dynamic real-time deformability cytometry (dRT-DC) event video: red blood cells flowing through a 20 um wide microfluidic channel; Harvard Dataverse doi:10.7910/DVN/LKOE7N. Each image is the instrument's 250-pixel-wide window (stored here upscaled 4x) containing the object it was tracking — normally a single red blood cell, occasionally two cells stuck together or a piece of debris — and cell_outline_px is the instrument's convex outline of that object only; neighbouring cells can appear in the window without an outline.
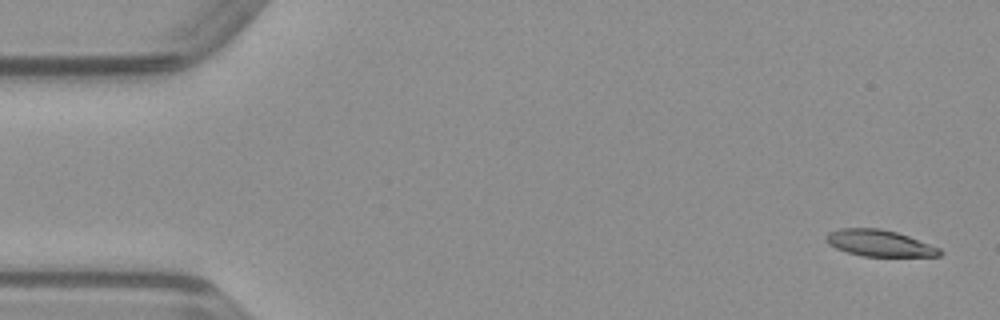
{"species": "common noctule bat (a hibernating species)", "species_latin": "Nyctalus noctula", "temperature_condition": "warm", "stored_images_in_passage": 51, "camera_frame_rate_fps": 3000, "um_per_image_px": 0.085, "animal": {"sex": "male", "body_mass_g": 23.1, "forearm_length_mm": 52.7}, "frame": {"image": 1, "passage_image": 2, "time_ms": 0.333, "image_size_px": [1000, 320], "cell_outline_px": [[944, 252], [940, 256], [860, 256], [836, 248], [828, 244], [824, 236], [828, 232], [840, 228], [880, 228], [896, 232], [908, 236], [940, 248]], "centroid_in_image_um": [74.73, 20.66], "position_along_channel_um": 10.3, "area_um2": 17.51}}
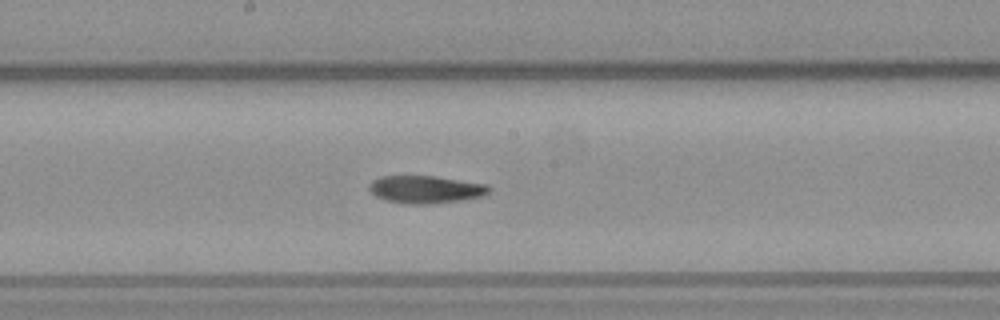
{"frame": {"image": 2, "passage_image": 26, "time_ms": 8.333, "image_size_px": [1000, 320], "cell_outline_px": [[492, 188], [484, 196], [464, 200], [428, 204], [408, 204], [384, 200], [376, 196], [368, 188], [368, 184], [372, 180], [380, 176], [436, 176], [488, 184]], "centroid_in_image_um": [36.2, 16.1], "position_along_channel_um": 212.0, "area_um2": 19.54}}
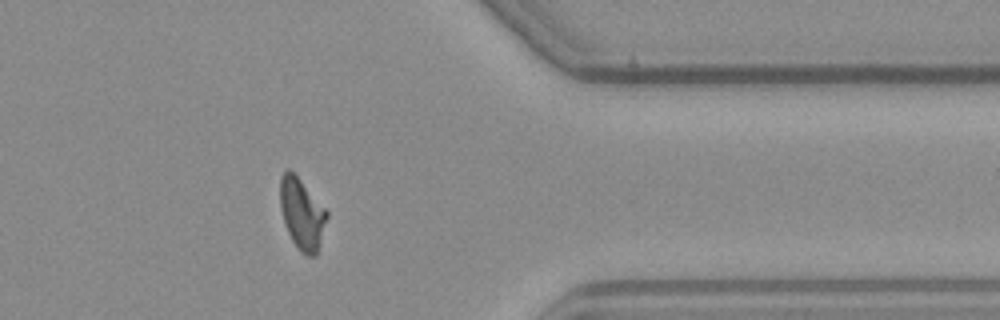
{"frame": {"image": 3, "passage_image": 40, "time_ms": 13.0, "image_size_px": [1000, 320], "cell_outline_px": [[328, 216], [316, 256], [308, 256], [300, 252], [292, 240], [288, 232], [280, 208], [280, 176], [288, 168], [300, 180], [328, 212]], "centroid_in_image_um": [25.66, 18.19], "position_along_channel_um": 385.7, "area_um2": 19.02}}